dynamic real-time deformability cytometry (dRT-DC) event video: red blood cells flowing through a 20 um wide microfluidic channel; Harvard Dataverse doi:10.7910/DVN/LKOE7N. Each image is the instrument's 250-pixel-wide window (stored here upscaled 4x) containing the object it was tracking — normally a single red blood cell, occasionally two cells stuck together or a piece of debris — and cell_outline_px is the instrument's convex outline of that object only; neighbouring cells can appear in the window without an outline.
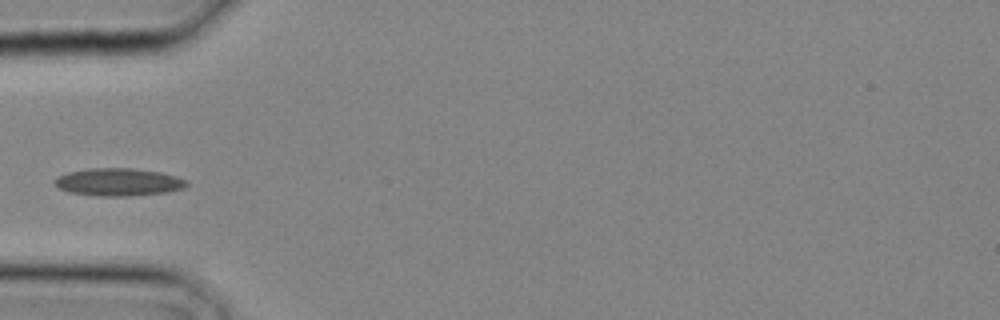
{"species": "common noctule bat (a hibernating species)", "species_latin": "Nyctalus noctula", "temperature_condition": "cold", "stored_images_in_passage": 8, "camera_frame_rate_fps": 3000, "um_per_image_px": 0.085, "animal": {"sex": "male", "body_mass_g": 20.4}, "frame": {"image": 1, "passage_image": 7, "time_ms": 2.0, "image_size_px": [1000, 320], "cell_outline_px": [[188, 184], [184, 188], [168, 192], [128, 196], [100, 196], [68, 192], [60, 188], [52, 180], [56, 176], [68, 172], [88, 168], [132, 168], [160, 172], [176, 176], [188, 180]], "centroid_in_image_um": [10.07, 15.47], "position_along_channel_um": 74.9, "area_um2": 21.39}}